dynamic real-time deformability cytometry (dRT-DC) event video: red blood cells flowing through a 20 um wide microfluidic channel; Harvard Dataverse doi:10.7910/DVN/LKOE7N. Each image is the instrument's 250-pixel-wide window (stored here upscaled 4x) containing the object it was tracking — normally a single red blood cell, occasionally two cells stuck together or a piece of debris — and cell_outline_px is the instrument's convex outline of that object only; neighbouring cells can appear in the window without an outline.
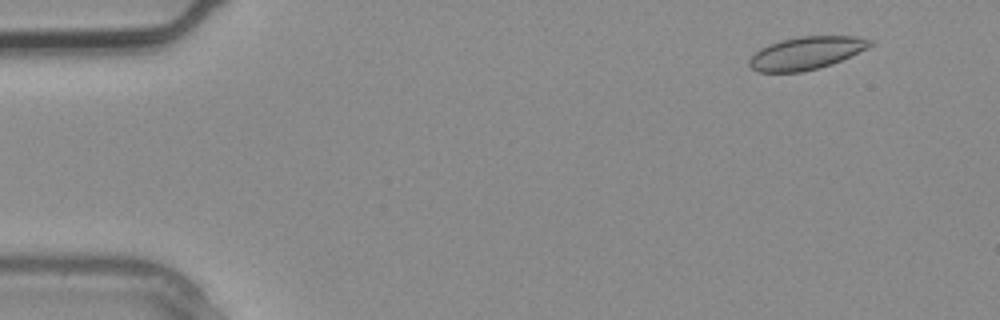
{"species": "common noctule bat (a hibernating species)", "species_latin": "Nyctalus noctula", "temperature_condition": "warm", "stored_images_in_passage": 3, "camera_frame_rate_fps": 3000, "um_per_image_px": 0.085, "animal": {"sex": "male", "body_mass_g": 20.4}, "frame": {"image": 1, "passage_image": 1, "time_ms": 0.0, "image_size_px": [1000, 320], "cell_outline_px": [[872, 44], [868, 48], [832, 64], [804, 72], [756, 72], [748, 64], [748, 60], [760, 48], [780, 40], [800, 36], [856, 36], [872, 40]], "centroid_in_image_um": [68.52, 4.51], "position_along_channel_um": 16.5, "area_um2": 23.06}}
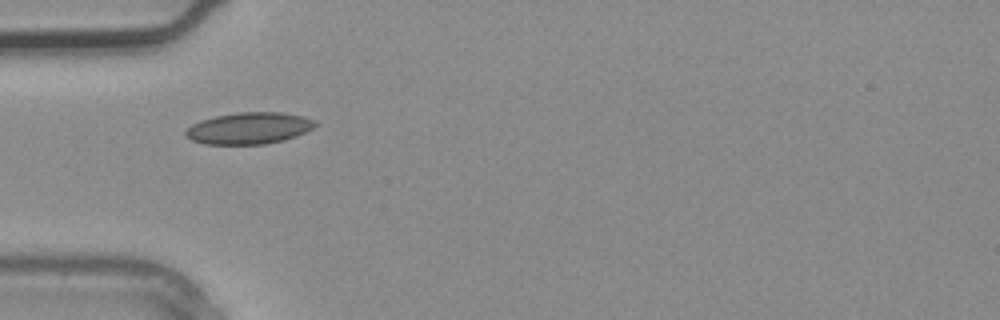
{"frame": {"image": 2, "passage_image": 3, "time_ms": 0.667, "image_size_px": [1000, 320], "cell_outline_px": [[316, 124], [312, 128], [296, 136], [284, 140], [264, 144], [204, 144], [192, 140], [184, 136], [184, 132], [192, 124], [200, 120], [216, 116], [240, 112], [280, 112], [304, 116], [316, 120]], "centroid_in_image_um": [21.15, 10.9], "position_along_channel_um": 63.8, "area_um2": 23.87}}